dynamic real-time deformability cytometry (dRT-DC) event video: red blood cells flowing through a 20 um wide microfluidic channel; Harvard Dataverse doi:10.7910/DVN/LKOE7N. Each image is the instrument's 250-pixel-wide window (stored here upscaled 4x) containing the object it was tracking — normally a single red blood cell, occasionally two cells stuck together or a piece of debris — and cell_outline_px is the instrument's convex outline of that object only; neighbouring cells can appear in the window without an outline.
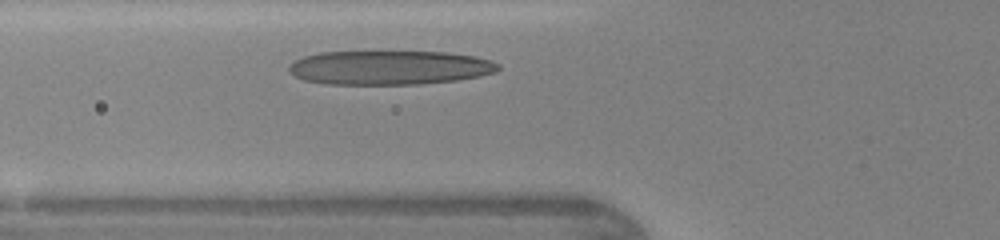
{"species": "human", "species_latin": "Homo sapiens", "temperature_condition": "warm", "stored_images_in_passage": 25, "camera_frame_rate_fps": 3000, "um_per_image_px": 0.085, "donor": {"sex": "female"}, "frame": {"image": 1, "passage_image": 4, "time_ms": 1.0, "image_size_px": [1000, 240], "cell_outline_px": [[500, 68], [496, 72], [480, 76], [456, 80], [420, 84], [328, 84], [304, 80], [288, 72], [288, 68], [292, 60], [304, 56], [320, 52], [448, 52], [476, 56], [500, 64]], "centroid_in_image_um": [33.1, 5.74], "position_along_channel_um": 92.7, "area_um2": 41.73}}
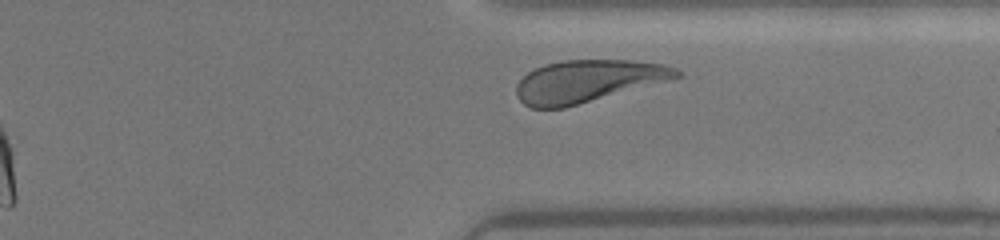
{"frame": {"image": 2, "passage_image": 22, "time_ms": 7.0, "image_size_px": [1000, 240], "cell_outline_px": [[684, 72], [680, 76], [672, 80], [564, 108], [532, 108], [524, 104], [516, 96], [516, 84], [528, 72], [544, 64], [560, 60], [632, 60], [664, 64], [676, 68]], "centroid_in_image_um": [49.99, 6.89], "position_along_channel_um": 361.4, "area_um2": 39.77}}